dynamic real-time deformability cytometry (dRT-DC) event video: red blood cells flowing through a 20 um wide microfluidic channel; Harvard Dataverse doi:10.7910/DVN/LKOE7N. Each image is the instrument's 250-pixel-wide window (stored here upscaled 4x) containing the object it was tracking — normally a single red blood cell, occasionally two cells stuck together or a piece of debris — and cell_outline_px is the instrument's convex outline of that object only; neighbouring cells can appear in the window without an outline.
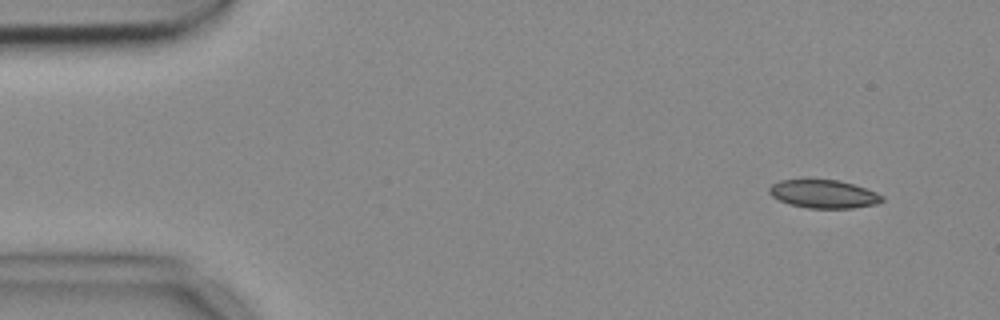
{"species": "common noctule bat (a hibernating species)", "species_latin": "Nyctalus noctula", "temperature_condition": "cold", "stored_images_in_passage": 4, "camera_frame_rate_fps": 3000, "um_per_image_px": 0.085, "animal": {"sex": "female", "body_mass_g": 18.4}, "frame": {"image": 1, "passage_image": 1, "time_ms": 0.0, "image_size_px": [1000, 320], "cell_outline_px": [[884, 200], [876, 204], [852, 208], [808, 208], [788, 204], [772, 196], [768, 192], [768, 188], [772, 184], [780, 180], [836, 180], [852, 184], [876, 192], [884, 196]], "centroid_in_image_um": [70.0, 16.5], "position_along_channel_um": 15.0, "area_um2": 18.44}}
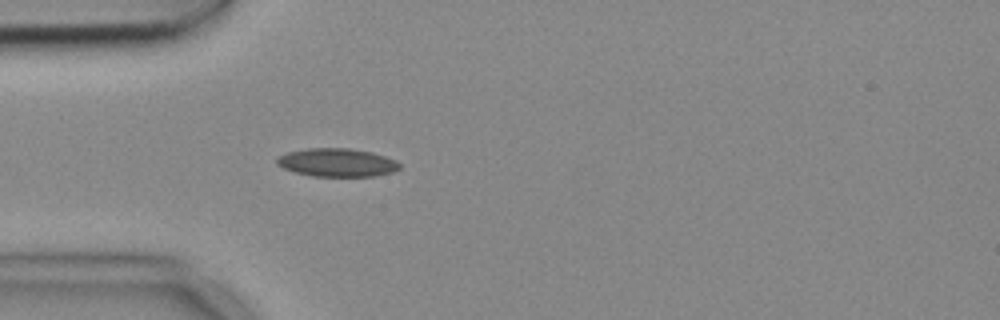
{"frame": {"image": 2, "passage_image": 4, "time_ms": 1.0, "image_size_px": [1000, 320], "cell_outline_px": [[400, 168], [392, 172], [376, 176], [312, 176], [296, 172], [284, 168], [276, 164], [276, 160], [280, 156], [288, 152], [308, 148], [348, 148], [372, 152], [396, 160], [400, 164]], "centroid_in_image_um": [28.67, 13.81], "position_along_channel_um": 56.3, "area_um2": 20.11}}